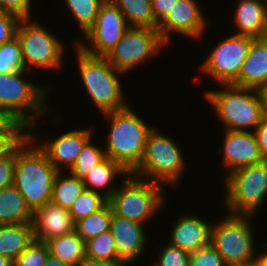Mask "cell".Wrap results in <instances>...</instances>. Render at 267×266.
<instances>
[{"mask_svg": "<svg viewBox=\"0 0 267 266\" xmlns=\"http://www.w3.org/2000/svg\"><path fill=\"white\" fill-rule=\"evenodd\" d=\"M36 140L32 132H27L16 143L13 181L33 212L51 201L54 180L59 172L45 152L37 147Z\"/></svg>", "mask_w": 267, "mask_h": 266, "instance_id": "6da1fadb", "label": "cell"}, {"mask_svg": "<svg viewBox=\"0 0 267 266\" xmlns=\"http://www.w3.org/2000/svg\"><path fill=\"white\" fill-rule=\"evenodd\" d=\"M102 115L111 121L104 149L106 156L132 173L142 161L147 137L153 127H148L130 105Z\"/></svg>", "mask_w": 267, "mask_h": 266, "instance_id": "7a4b0ae2", "label": "cell"}, {"mask_svg": "<svg viewBox=\"0 0 267 266\" xmlns=\"http://www.w3.org/2000/svg\"><path fill=\"white\" fill-rule=\"evenodd\" d=\"M220 90H208L204 99L215 110L225 130L253 132L266 116L260 90L221 85Z\"/></svg>", "mask_w": 267, "mask_h": 266, "instance_id": "3957f363", "label": "cell"}, {"mask_svg": "<svg viewBox=\"0 0 267 266\" xmlns=\"http://www.w3.org/2000/svg\"><path fill=\"white\" fill-rule=\"evenodd\" d=\"M26 72L31 71L24 69L0 73V109L6 111L27 132H34L39 125L37 115L44 117L49 110L45 102L48 89L23 79Z\"/></svg>", "mask_w": 267, "mask_h": 266, "instance_id": "277c9868", "label": "cell"}, {"mask_svg": "<svg viewBox=\"0 0 267 266\" xmlns=\"http://www.w3.org/2000/svg\"><path fill=\"white\" fill-rule=\"evenodd\" d=\"M75 48L82 84L100 113L127 107L129 104L119 81V76L125 73L116 70L105 57L87 54L76 44Z\"/></svg>", "mask_w": 267, "mask_h": 266, "instance_id": "5b68a950", "label": "cell"}, {"mask_svg": "<svg viewBox=\"0 0 267 266\" xmlns=\"http://www.w3.org/2000/svg\"><path fill=\"white\" fill-rule=\"evenodd\" d=\"M179 146L154 127L147 137L142 161L131 174L166 187H176L186 169Z\"/></svg>", "mask_w": 267, "mask_h": 266, "instance_id": "8992f818", "label": "cell"}, {"mask_svg": "<svg viewBox=\"0 0 267 266\" xmlns=\"http://www.w3.org/2000/svg\"><path fill=\"white\" fill-rule=\"evenodd\" d=\"M164 191L163 185L130 173L125 176L123 185L118 186V189L108 199V203L115 214L146 224L165 205L163 194L166 193Z\"/></svg>", "mask_w": 267, "mask_h": 266, "instance_id": "52a82bcc", "label": "cell"}, {"mask_svg": "<svg viewBox=\"0 0 267 266\" xmlns=\"http://www.w3.org/2000/svg\"><path fill=\"white\" fill-rule=\"evenodd\" d=\"M224 183L226 212L255 216L267 197V160L232 171Z\"/></svg>", "mask_w": 267, "mask_h": 266, "instance_id": "ba28073f", "label": "cell"}, {"mask_svg": "<svg viewBox=\"0 0 267 266\" xmlns=\"http://www.w3.org/2000/svg\"><path fill=\"white\" fill-rule=\"evenodd\" d=\"M249 215L227 213L211 229V245L225 264L256 261L255 241Z\"/></svg>", "mask_w": 267, "mask_h": 266, "instance_id": "9c48e42d", "label": "cell"}, {"mask_svg": "<svg viewBox=\"0 0 267 266\" xmlns=\"http://www.w3.org/2000/svg\"><path fill=\"white\" fill-rule=\"evenodd\" d=\"M16 37L21 46V57L25 70L29 66L39 69H59L62 66L64 46L56 35L31 18L20 19Z\"/></svg>", "mask_w": 267, "mask_h": 266, "instance_id": "30bf717a", "label": "cell"}, {"mask_svg": "<svg viewBox=\"0 0 267 266\" xmlns=\"http://www.w3.org/2000/svg\"><path fill=\"white\" fill-rule=\"evenodd\" d=\"M164 45L158 29L129 27L105 58L116 70L126 74L156 56Z\"/></svg>", "mask_w": 267, "mask_h": 266, "instance_id": "8fae6325", "label": "cell"}, {"mask_svg": "<svg viewBox=\"0 0 267 266\" xmlns=\"http://www.w3.org/2000/svg\"><path fill=\"white\" fill-rule=\"evenodd\" d=\"M254 39L237 34L225 37L206 57L201 73L203 71L221 85H231L237 79Z\"/></svg>", "mask_w": 267, "mask_h": 266, "instance_id": "7c38bea8", "label": "cell"}, {"mask_svg": "<svg viewBox=\"0 0 267 266\" xmlns=\"http://www.w3.org/2000/svg\"><path fill=\"white\" fill-rule=\"evenodd\" d=\"M129 25L116 5L101 6L94 26L85 34L86 43L76 42L85 53L106 57L121 40Z\"/></svg>", "mask_w": 267, "mask_h": 266, "instance_id": "4fadbf2b", "label": "cell"}, {"mask_svg": "<svg viewBox=\"0 0 267 266\" xmlns=\"http://www.w3.org/2000/svg\"><path fill=\"white\" fill-rule=\"evenodd\" d=\"M198 4L196 0H177L172 11L157 28L166 44H169L172 32L194 39L205 33L207 18Z\"/></svg>", "mask_w": 267, "mask_h": 266, "instance_id": "5bb4252c", "label": "cell"}, {"mask_svg": "<svg viewBox=\"0 0 267 266\" xmlns=\"http://www.w3.org/2000/svg\"><path fill=\"white\" fill-rule=\"evenodd\" d=\"M224 133L223 146L218 152L223 154V167L227 169L225 175L265 160L253 132L225 130Z\"/></svg>", "mask_w": 267, "mask_h": 266, "instance_id": "9a60e30c", "label": "cell"}, {"mask_svg": "<svg viewBox=\"0 0 267 266\" xmlns=\"http://www.w3.org/2000/svg\"><path fill=\"white\" fill-rule=\"evenodd\" d=\"M143 225L112 212L109 230L115 240L118 258L127 265L137 262L145 252L148 235Z\"/></svg>", "mask_w": 267, "mask_h": 266, "instance_id": "2e32d148", "label": "cell"}, {"mask_svg": "<svg viewBox=\"0 0 267 266\" xmlns=\"http://www.w3.org/2000/svg\"><path fill=\"white\" fill-rule=\"evenodd\" d=\"M91 132L89 128L71 130L37 145L45 152L49 162L59 172H64V166L70 169L74 165L83 146L92 138Z\"/></svg>", "mask_w": 267, "mask_h": 266, "instance_id": "e0dca14e", "label": "cell"}, {"mask_svg": "<svg viewBox=\"0 0 267 266\" xmlns=\"http://www.w3.org/2000/svg\"><path fill=\"white\" fill-rule=\"evenodd\" d=\"M32 225L34 240L39 242L75 231V222L70 212L51 201L33 212Z\"/></svg>", "mask_w": 267, "mask_h": 266, "instance_id": "ac0fdd59", "label": "cell"}, {"mask_svg": "<svg viewBox=\"0 0 267 266\" xmlns=\"http://www.w3.org/2000/svg\"><path fill=\"white\" fill-rule=\"evenodd\" d=\"M212 225L196 215H181L173 223L168 243L186 252H195L211 244Z\"/></svg>", "mask_w": 267, "mask_h": 266, "instance_id": "d6986e66", "label": "cell"}, {"mask_svg": "<svg viewBox=\"0 0 267 266\" xmlns=\"http://www.w3.org/2000/svg\"><path fill=\"white\" fill-rule=\"evenodd\" d=\"M261 90L267 85V43L255 38L237 79L231 84Z\"/></svg>", "mask_w": 267, "mask_h": 266, "instance_id": "ffe728a7", "label": "cell"}, {"mask_svg": "<svg viewBox=\"0 0 267 266\" xmlns=\"http://www.w3.org/2000/svg\"><path fill=\"white\" fill-rule=\"evenodd\" d=\"M233 22L237 35L261 38L267 26V3L261 0H238Z\"/></svg>", "mask_w": 267, "mask_h": 266, "instance_id": "44dd1931", "label": "cell"}, {"mask_svg": "<svg viewBox=\"0 0 267 266\" xmlns=\"http://www.w3.org/2000/svg\"><path fill=\"white\" fill-rule=\"evenodd\" d=\"M33 211L18 189L11 185L0 190V224L32 223Z\"/></svg>", "mask_w": 267, "mask_h": 266, "instance_id": "7402d4cb", "label": "cell"}, {"mask_svg": "<svg viewBox=\"0 0 267 266\" xmlns=\"http://www.w3.org/2000/svg\"><path fill=\"white\" fill-rule=\"evenodd\" d=\"M116 175H123L124 177L130 173L121 164L106 156L83 178L84 187L100 193V189L104 191V188L109 186L105 192L102 191V194L109 199L118 189L117 186L110 187V184L115 181Z\"/></svg>", "mask_w": 267, "mask_h": 266, "instance_id": "603a6c76", "label": "cell"}, {"mask_svg": "<svg viewBox=\"0 0 267 266\" xmlns=\"http://www.w3.org/2000/svg\"><path fill=\"white\" fill-rule=\"evenodd\" d=\"M33 241L32 223L0 224V255L14 261Z\"/></svg>", "mask_w": 267, "mask_h": 266, "instance_id": "cb8c5ba5", "label": "cell"}, {"mask_svg": "<svg viewBox=\"0 0 267 266\" xmlns=\"http://www.w3.org/2000/svg\"><path fill=\"white\" fill-rule=\"evenodd\" d=\"M45 243L50 254L71 266H79L86 257L85 241L75 231Z\"/></svg>", "mask_w": 267, "mask_h": 266, "instance_id": "d4e9b609", "label": "cell"}, {"mask_svg": "<svg viewBox=\"0 0 267 266\" xmlns=\"http://www.w3.org/2000/svg\"><path fill=\"white\" fill-rule=\"evenodd\" d=\"M115 5L124 15L129 27L158 28L151 0H117Z\"/></svg>", "mask_w": 267, "mask_h": 266, "instance_id": "484cf974", "label": "cell"}, {"mask_svg": "<svg viewBox=\"0 0 267 266\" xmlns=\"http://www.w3.org/2000/svg\"><path fill=\"white\" fill-rule=\"evenodd\" d=\"M84 188L82 179L72 175L62 176V172H58L53 184L51 202L69 211Z\"/></svg>", "mask_w": 267, "mask_h": 266, "instance_id": "4316f807", "label": "cell"}, {"mask_svg": "<svg viewBox=\"0 0 267 266\" xmlns=\"http://www.w3.org/2000/svg\"><path fill=\"white\" fill-rule=\"evenodd\" d=\"M112 207L107 203L99 211L75 222V232L86 242L110 228Z\"/></svg>", "mask_w": 267, "mask_h": 266, "instance_id": "83f0119b", "label": "cell"}, {"mask_svg": "<svg viewBox=\"0 0 267 266\" xmlns=\"http://www.w3.org/2000/svg\"><path fill=\"white\" fill-rule=\"evenodd\" d=\"M108 203V199L102 194L84 188L81 194L73 202L69 212L74 222L99 211Z\"/></svg>", "mask_w": 267, "mask_h": 266, "instance_id": "f1b7e54d", "label": "cell"}, {"mask_svg": "<svg viewBox=\"0 0 267 266\" xmlns=\"http://www.w3.org/2000/svg\"><path fill=\"white\" fill-rule=\"evenodd\" d=\"M106 157L105 150L93 144L90 138L82 148L74 165L68 169L74 177L82 179Z\"/></svg>", "mask_w": 267, "mask_h": 266, "instance_id": "f546056e", "label": "cell"}, {"mask_svg": "<svg viewBox=\"0 0 267 266\" xmlns=\"http://www.w3.org/2000/svg\"><path fill=\"white\" fill-rule=\"evenodd\" d=\"M65 3L85 35L94 26L101 5L97 0H66Z\"/></svg>", "mask_w": 267, "mask_h": 266, "instance_id": "4dcf8cb0", "label": "cell"}, {"mask_svg": "<svg viewBox=\"0 0 267 266\" xmlns=\"http://www.w3.org/2000/svg\"><path fill=\"white\" fill-rule=\"evenodd\" d=\"M86 257L104 261L122 262L117 255L116 245L110 230L85 242Z\"/></svg>", "mask_w": 267, "mask_h": 266, "instance_id": "1f68e13d", "label": "cell"}, {"mask_svg": "<svg viewBox=\"0 0 267 266\" xmlns=\"http://www.w3.org/2000/svg\"><path fill=\"white\" fill-rule=\"evenodd\" d=\"M21 46L17 37L0 45V73L24 70Z\"/></svg>", "mask_w": 267, "mask_h": 266, "instance_id": "d6a6232c", "label": "cell"}, {"mask_svg": "<svg viewBox=\"0 0 267 266\" xmlns=\"http://www.w3.org/2000/svg\"><path fill=\"white\" fill-rule=\"evenodd\" d=\"M48 254L47 244L34 240L13 261V266H45Z\"/></svg>", "mask_w": 267, "mask_h": 266, "instance_id": "836d02e7", "label": "cell"}, {"mask_svg": "<svg viewBox=\"0 0 267 266\" xmlns=\"http://www.w3.org/2000/svg\"><path fill=\"white\" fill-rule=\"evenodd\" d=\"M154 266H190V253L167 243L159 252Z\"/></svg>", "mask_w": 267, "mask_h": 266, "instance_id": "e575fe53", "label": "cell"}, {"mask_svg": "<svg viewBox=\"0 0 267 266\" xmlns=\"http://www.w3.org/2000/svg\"><path fill=\"white\" fill-rule=\"evenodd\" d=\"M190 266H225L222 256L209 244L190 253Z\"/></svg>", "mask_w": 267, "mask_h": 266, "instance_id": "d590c367", "label": "cell"}, {"mask_svg": "<svg viewBox=\"0 0 267 266\" xmlns=\"http://www.w3.org/2000/svg\"><path fill=\"white\" fill-rule=\"evenodd\" d=\"M16 144L0 157V190L13 185Z\"/></svg>", "mask_w": 267, "mask_h": 266, "instance_id": "8d00e7d4", "label": "cell"}, {"mask_svg": "<svg viewBox=\"0 0 267 266\" xmlns=\"http://www.w3.org/2000/svg\"><path fill=\"white\" fill-rule=\"evenodd\" d=\"M19 21L17 15L0 11V45L16 37Z\"/></svg>", "mask_w": 267, "mask_h": 266, "instance_id": "74e56055", "label": "cell"}, {"mask_svg": "<svg viewBox=\"0 0 267 266\" xmlns=\"http://www.w3.org/2000/svg\"><path fill=\"white\" fill-rule=\"evenodd\" d=\"M32 0H0V11L17 15L20 19L31 18Z\"/></svg>", "mask_w": 267, "mask_h": 266, "instance_id": "f35d334b", "label": "cell"}, {"mask_svg": "<svg viewBox=\"0 0 267 266\" xmlns=\"http://www.w3.org/2000/svg\"><path fill=\"white\" fill-rule=\"evenodd\" d=\"M27 130L6 111L0 109V135H25Z\"/></svg>", "mask_w": 267, "mask_h": 266, "instance_id": "ab89813d", "label": "cell"}, {"mask_svg": "<svg viewBox=\"0 0 267 266\" xmlns=\"http://www.w3.org/2000/svg\"><path fill=\"white\" fill-rule=\"evenodd\" d=\"M177 0H151L155 21L160 24L172 11Z\"/></svg>", "mask_w": 267, "mask_h": 266, "instance_id": "60d3db41", "label": "cell"}, {"mask_svg": "<svg viewBox=\"0 0 267 266\" xmlns=\"http://www.w3.org/2000/svg\"><path fill=\"white\" fill-rule=\"evenodd\" d=\"M253 133L263 158L267 160V116L262 119Z\"/></svg>", "mask_w": 267, "mask_h": 266, "instance_id": "b9f144b4", "label": "cell"}, {"mask_svg": "<svg viewBox=\"0 0 267 266\" xmlns=\"http://www.w3.org/2000/svg\"><path fill=\"white\" fill-rule=\"evenodd\" d=\"M24 135H0V157L5 155Z\"/></svg>", "mask_w": 267, "mask_h": 266, "instance_id": "7bdbcfd3", "label": "cell"}, {"mask_svg": "<svg viewBox=\"0 0 267 266\" xmlns=\"http://www.w3.org/2000/svg\"><path fill=\"white\" fill-rule=\"evenodd\" d=\"M79 266H128L124 262H112L85 257Z\"/></svg>", "mask_w": 267, "mask_h": 266, "instance_id": "ee69618b", "label": "cell"}, {"mask_svg": "<svg viewBox=\"0 0 267 266\" xmlns=\"http://www.w3.org/2000/svg\"><path fill=\"white\" fill-rule=\"evenodd\" d=\"M45 266H71L59 258L53 256L52 254H48Z\"/></svg>", "mask_w": 267, "mask_h": 266, "instance_id": "f6af8a7d", "label": "cell"}, {"mask_svg": "<svg viewBox=\"0 0 267 266\" xmlns=\"http://www.w3.org/2000/svg\"><path fill=\"white\" fill-rule=\"evenodd\" d=\"M257 266H267V252L256 255Z\"/></svg>", "mask_w": 267, "mask_h": 266, "instance_id": "bcb514c9", "label": "cell"}, {"mask_svg": "<svg viewBox=\"0 0 267 266\" xmlns=\"http://www.w3.org/2000/svg\"><path fill=\"white\" fill-rule=\"evenodd\" d=\"M261 95L263 99V105H264V110H265V115L267 116V85L263 87L261 90Z\"/></svg>", "mask_w": 267, "mask_h": 266, "instance_id": "7dc6e473", "label": "cell"}, {"mask_svg": "<svg viewBox=\"0 0 267 266\" xmlns=\"http://www.w3.org/2000/svg\"><path fill=\"white\" fill-rule=\"evenodd\" d=\"M0 266H13V261L8 257L0 255Z\"/></svg>", "mask_w": 267, "mask_h": 266, "instance_id": "c3c4849f", "label": "cell"}, {"mask_svg": "<svg viewBox=\"0 0 267 266\" xmlns=\"http://www.w3.org/2000/svg\"><path fill=\"white\" fill-rule=\"evenodd\" d=\"M225 266H257L256 261L254 262H244V263H230L225 264Z\"/></svg>", "mask_w": 267, "mask_h": 266, "instance_id": "681fc988", "label": "cell"}, {"mask_svg": "<svg viewBox=\"0 0 267 266\" xmlns=\"http://www.w3.org/2000/svg\"><path fill=\"white\" fill-rule=\"evenodd\" d=\"M101 6L115 5L117 0H97Z\"/></svg>", "mask_w": 267, "mask_h": 266, "instance_id": "f907efd6", "label": "cell"}, {"mask_svg": "<svg viewBox=\"0 0 267 266\" xmlns=\"http://www.w3.org/2000/svg\"><path fill=\"white\" fill-rule=\"evenodd\" d=\"M261 38L267 43V26H266Z\"/></svg>", "mask_w": 267, "mask_h": 266, "instance_id": "816d5d0a", "label": "cell"}]
</instances>
